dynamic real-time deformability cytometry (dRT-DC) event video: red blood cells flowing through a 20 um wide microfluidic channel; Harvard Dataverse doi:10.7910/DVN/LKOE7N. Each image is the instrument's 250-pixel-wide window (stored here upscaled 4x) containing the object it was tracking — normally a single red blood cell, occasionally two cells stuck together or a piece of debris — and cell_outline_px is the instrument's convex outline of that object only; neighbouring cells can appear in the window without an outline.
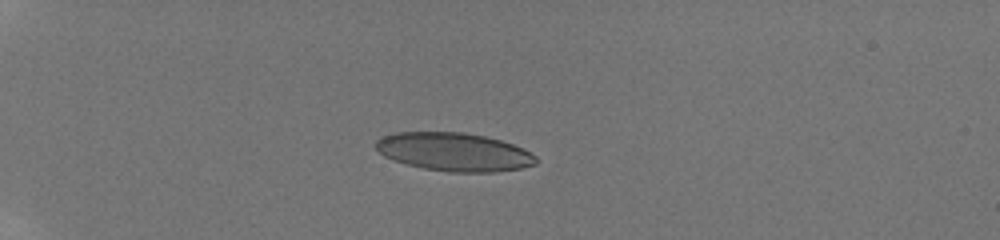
{"species": "human", "species_latin": "Homo sapiens", "temperature_condition": "room temperature", "stored_images_in_passage": 29, "camera_frame_rate_fps": 3000, "um_per_image_px": 0.085, "donor": {"sex": "male"}, "frame": {"image": 1, "passage_image": 5, "time_ms": 4.333, "image_size_px": [1000, 240], "cell_outline_px": [[536, 164], [520, 168], [496, 172], [448, 172], [424, 168], [408, 164], [384, 156], [372, 144], [376, 140], [384, 136], [396, 132], [464, 132], [484, 136], [500, 140], [512, 144], [536, 156]], "centroid_in_image_um": [38.57, 12.91], "position_along_channel_um": 46.4, "area_um2": 35.55}}
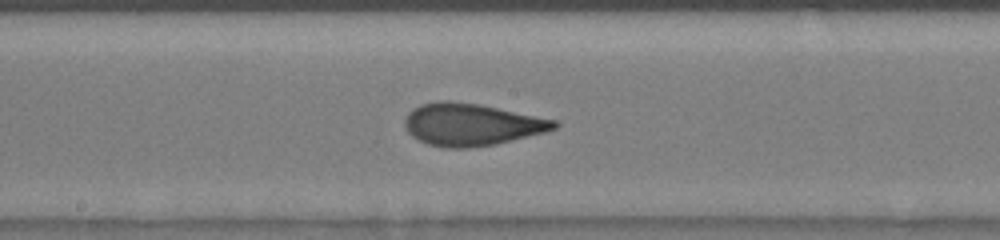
{"frame": {"image": 2, "passage_image": 16, "time_ms": 9.667, "image_size_px": [1000, 240], "cell_outline_px": [[560, 124], [556, 128], [548, 132], [496, 144], [468, 148], [444, 148], [428, 144], [416, 140], [404, 128], [404, 120], [408, 112], [420, 104], [440, 100], [444, 100], [480, 104], [556, 120]], "centroid_in_image_um": [40.06, 10.59], "position_along_channel_um": 208.1, "area_um2": 37.11}}
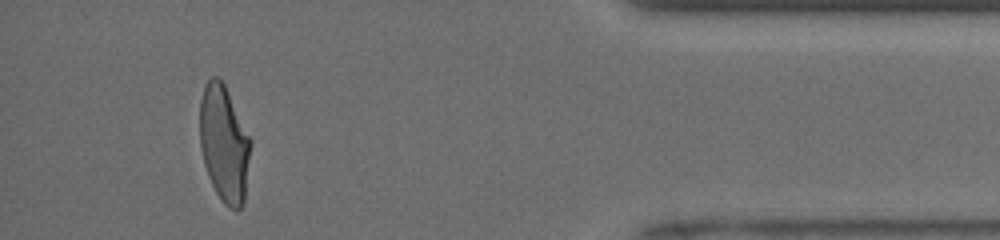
{"frame": {"image": 3, "passage_image": 27, "time_ms": 15.667, "image_size_px": [1000, 240], "cell_outline_px": [[252, 144], [244, 204], [240, 208], [228, 208], [220, 200], [208, 176], [204, 164], [200, 148], [200, 100], [204, 84], [212, 76], [216, 76], [224, 84], [252, 140]], "centroid_in_image_um": [19.06, 12.23], "position_along_channel_um": 416.1, "area_um2": 34.8}, "authors_computed_cell_mechanics": {"area_um2": 35.6626, "velocity_mm_per_s": 4.0902, "shape_relaxation_time_tau1_ms": 5.2359, "shape_relaxation_time_tau2_ms": 0.8127, "deformation_change_tau1": 0.1924, "deformation_change_tau2": 0.0601}}